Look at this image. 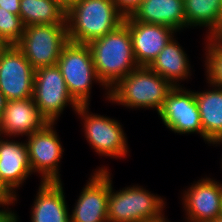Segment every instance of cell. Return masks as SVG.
Wrapping results in <instances>:
<instances>
[{
  "label": "cell",
  "mask_w": 222,
  "mask_h": 222,
  "mask_svg": "<svg viewBox=\"0 0 222 222\" xmlns=\"http://www.w3.org/2000/svg\"><path fill=\"white\" fill-rule=\"evenodd\" d=\"M35 69L16 45L0 48V91L8 101L32 97Z\"/></svg>",
  "instance_id": "obj_10"
},
{
  "label": "cell",
  "mask_w": 222,
  "mask_h": 222,
  "mask_svg": "<svg viewBox=\"0 0 222 222\" xmlns=\"http://www.w3.org/2000/svg\"><path fill=\"white\" fill-rule=\"evenodd\" d=\"M213 222H222V216H219L215 221Z\"/></svg>",
  "instance_id": "obj_34"
},
{
  "label": "cell",
  "mask_w": 222,
  "mask_h": 222,
  "mask_svg": "<svg viewBox=\"0 0 222 222\" xmlns=\"http://www.w3.org/2000/svg\"><path fill=\"white\" fill-rule=\"evenodd\" d=\"M62 182H40L31 210V222H70Z\"/></svg>",
  "instance_id": "obj_18"
},
{
  "label": "cell",
  "mask_w": 222,
  "mask_h": 222,
  "mask_svg": "<svg viewBox=\"0 0 222 222\" xmlns=\"http://www.w3.org/2000/svg\"><path fill=\"white\" fill-rule=\"evenodd\" d=\"M163 124L175 134L198 133L203 138L198 104L194 90L173 87L158 112Z\"/></svg>",
  "instance_id": "obj_11"
},
{
  "label": "cell",
  "mask_w": 222,
  "mask_h": 222,
  "mask_svg": "<svg viewBox=\"0 0 222 222\" xmlns=\"http://www.w3.org/2000/svg\"><path fill=\"white\" fill-rule=\"evenodd\" d=\"M7 101L8 100L5 98L3 93L0 91V118H1L2 114L4 113V109L6 107Z\"/></svg>",
  "instance_id": "obj_30"
},
{
  "label": "cell",
  "mask_w": 222,
  "mask_h": 222,
  "mask_svg": "<svg viewBox=\"0 0 222 222\" xmlns=\"http://www.w3.org/2000/svg\"><path fill=\"white\" fill-rule=\"evenodd\" d=\"M21 17L0 7V43L2 46L16 45L24 33Z\"/></svg>",
  "instance_id": "obj_23"
},
{
  "label": "cell",
  "mask_w": 222,
  "mask_h": 222,
  "mask_svg": "<svg viewBox=\"0 0 222 222\" xmlns=\"http://www.w3.org/2000/svg\"><path fill=\"white\" fill-rule=\"evenodd\" d=\"M206 38L212 43H218L222 45V15L220 16L216 28L211 32L209 36L205 37V39Z\"/></svg>",
  "instance_id": "obj_28"
},
{
  "label": "cell",
  "mask_w": 222,
  "mask_h": 222,
  "mask_svg": "<svg viewBox=\"0 0 222 222\" xmlns=\"http://www.w3.org/2000/svg\"><path fill=\"white\" fill-rule=\"evenodd\" d=\"M129 28L133 53L138 66H149L177 33L169 26L139 21H123Z\"/></svg>",
  "instance_id": "obj_14"
},
{
  "label": "cell",
  "mask_w": 222,
  "mask_h": 222,
  "mask_svg": "<svg viewBox=\"0 0 222 222\" xmlns=\"http://www.w3.org/2000/svg\"><path fill=\"white\" fill-rule=\"evenodd\" d=\"M124 21L169 26L175 31L186 28L184 0H143L131 16Z\"/></svg>",
  "instance_id": "obj_17"
},
{
  "label": "cell",
  "mask_w": 222,
  "mask_h": 222,
  "mask_svg": "<svg viewBox=\"0 0 222 222\" xmlns=\"http://www.w3.org/2000/svg\"><path fill=\"white\" fill-rule=\"evenodd\" d=\"M48 120L41 114L33 98L7 101L0 118V137L29 136L42 130ZM17 135V136H16Z\"/></svg>",
  "instance_id": "obj_15"
},
{
  "label": "cell",
  "mask_w": 222,
  "mask_h": 222,
  "mask_svg": "<svg viewBox=\"0 0 222 222\" xmlns=\"http://www.w3.org/2000/svg\"><path fill=\"white\" fill-rule=\"evenodd\" d=\"M89 105H79L75 112L83 120V132L91 148L100 156L127 157L129 148L121 123L108 116L93 114Z\"/></svg>",
  "instance_id": "obj_7"
},
{
  "label": "cell",
  "mask_w": 222,
  "mask_h": 222,
  "mask_svg": "<svg viewBox=\"0 0 222 222\" xmlns=\"http://www.w3.org/2000/svg\"><path fill=\"white\" fill-rule=\"evenodd\" d=\"M186 28H208L207 36L216 28L222 15V0H184Z\"/></svg>",
  "instance_id": "obj_22"
},
{
  "label": "cell",
  "mask_w": 222,
  "mask_h": 222,
  "mask_svg": "<svg viewBox=\"0 0 222 222\" xmlns=\"http://www.w3.org/2000/svg\"><path fill=\"white\" fill-rule=\"evenodd\" d=\"M62 7H64L66 10L76 3L78 0H56Z\"/></svg>",
  "instance_id": "obj_31"
},
{
  "label": "cell",
  "mask_w": 222,
  "mask_h": 222,
  "mask_svg": "<svg viewBox=\"0 0 222 222\" xmlns=\"http://www.w3.org/2000/svg\"><path fill=\"white\" fill-rule=\"evenodd\" d=\"M0 7L15 15L20 14V0H0Z\"/></svg>",
  "instance_id": "obj_27"
},
{
  "label": "cell",
  "mask_w": 222,
  "mask_h": 222,
  "mask_svg": "<svg viewBox=\"0 0 222 222\" xmlns=\"http://www.w3.org/2000/svg\"><path fill=\"white\" fill-rule=\"evenodd\" d=\"M110 193V172L108 167L95 169L84 185L70 222H108V195Z\"/></svg>",
  "instance_id": "obj_12"
},
{
  "label": "cell",
  "mask_w": 222,
  "mask_h": 222,
  "mask_svg": "<svg viewBox=\"0 0 222 222\" xmlns=\"http://www.w3.org/2000/svg\"><path fill=\"white\" fill-rule=\"evenodd\" d=\"M33 101L49 123H56L64 109L71 105L74 112L79 104L68 92L61 70L57 65L35 70Z\"/></svg>",
  "instance_id": "obj_8"
},
{
  "label": "cell",
  "mask_w": 222,
  "mask_h": 222,
  "mask_svg": "<svg viewBox=\"0 0 222 222\" xmlns=\"http://www.w3.org/2000/svg\"><path fill=\"white\" fill-rule=\"evenodd\" d=\"M205 72L207 83L222 87V45L212 43L208 39L205 42Z\"/></svg>",
  "instance_id": "obj_24"
},
{
  "label": "cell",
  "mask_w": 222,
  "mask_h": 222,
  "mask_svg": "<svg viewBox=\"0 0 222 222\" xmlns=\"http://www.w3.org/2000/svg\"><path fill=\"white\" fill-rule=\"evenodd\" d=\"M16 201H17V198L15 200H12L10 202L2 204V206L0 204V208L1 207L6 208V206H7L6 209L5 208L0 209V222H18L19 221L17 213H15L14 211L12 212V210H10L11 208H8V206L13 205V203L16 202Z\"/></svg>",
  "instance_id": "obj_26"
},
{
  "label": "cell",
  "mask_w": 222,
  "mask_h": 222,
  "mask_svg": "<svg viewBox=\"0 0 222 222\" xmlns=\"http://www.w3.org/2000/svg\"><path fill=\"white\" fill-rule=\"evenodd\" d=\"M150 222H170L167 218H165V216L159 220L156 221H150Z\"/></svg>",
  "instance_id": "obj_33"
},
{
  "label": "cell",
  "mask_w": 222,
  "mask_h": 222,
  "mask_svg": "<svg viewBox=\"0 0 222 222\" xmlns=\"http://www.w3.org/2000/svg\"><path fill=\"white\" fill-rule=\"evenodd\" d=\"M68 42L67 24H39L26 26L16 47L36 70L57 65Z\"/></svg>",
  "instance_id": "obj_6"
},
{
  "label": "cell",
  "mask_w": 222,
  "mask_h": 222,
  "mask_svg": "<svg viewBox=\"0 0 222 222\" xmlns=\"http://www.w3.org/2000/svg\"><path fill=\"white\" fill-rule=\"evenodd\" d=\"M112 0H78L66 10L68 41L87 44L124 21Z\"/></svg>",
  "instance_id": "obj_2"
},
{
  "label": "cell",
  "mask_w": 222,
  "mask_h": 222,
  "mask_svg": "<svg viewBox=\"0 0 222 222\" xmlns=\"http://www.w3.org/2000/svg\"><path fill=\"white\" fill-rule=\"evenodd\" d=\"M210 87H212L211 90L195 91L203 129V140L208 144L214 140L222 139V87L211 84Z\"/></svg>",
  "instance_id": "obj_20"
},
{
  "label": "cell",
  "mask_w": 222,
  "mask_h": 222,
  "mask_svg": "<svg viewBox=\"0 0 222 222\" xmlns=\"http://www.w3.org/2000/svg\"><path fill=\"white\" fill-rule=\"evenodd\" d=\"M32 174L26 142L0 138V181L17 198V188Z\"/></svg>",
  "instance_id": "obj_16"
},
{
  "label": "cell",
  "mask_w": 222,
  "mask_h": 222,
  "mask_svg": "<svg viewBox=\"0 0 222 222\" xmlns=\"http://www.w3.org/2000/svg\"><path fill=\"white\" fill-rule=\"evenodd\" d=\"M68 92L79 105H89L92 84L98 82L109 100V90L99 80L87 44L68 42L57 62ZM94 81V82H93Z\"/></svg>",
  "instance_id": "obj_5"
},
{
  "label": "cell",
  "mask_w": 222,
  "mask_h": 222,
  "mask_svg": "<svg viewBox=\"0 0 222 222\" xmlns=\"http://www.w3.org/2000/svg\"><path fill=\"white\" fill-rule=\"evenodd\" d=\"M87 45L97 76L108 90L139 67L134 57L129 28L124 22Z\"/></svg>",
  "instance_id": "obj_1"
},
{
  "label": "cell",
  "mask_w": 222,
  "mask_h": 222,
  "mask_svg": "<svg viewBox=\"0 0 222 222\" xmlns=\"http://www.w3.org/2000/svg\"><path fill=\"white\" fill-rule=\"evenodd\" d=\"M187 222H213L221 215L222 183L206 177L182 193Z\"/></svg>",
  "instance_id": "obj_13"
},
{
  "label": "cell",
  "mask_w": 222,
  "mask_h": 222,
  "mask_svg": "<svg viewBox=\"0 0 222 222\" xmlns=\"http://www.w3.org/2000/svg\"><path fill=\"white\" fill-rule=\"evenodd\" d=\"M220 143L222 144V139H218V140H214V141H212L210 144H212V145H218L219 144V146H220ZM222 161V160H221ZM222 163V162H221ZM222 165V164H221Z\"/></svg>",
  "instance_id": "obj_32"
},
{
  "label": "cell",
  "mask_w": 222,
  "mask_h": 222,
  "mask_svg": "<svg viewBox=\"0 0 222 222\" xmlns=\"http://www.w3.org/2000/svg\"><path fill=\"white\" fill-rule=\"evenodd\" d=\"M187 56L182 46L173 37L148 67L166 79L173 87L181 86L179 81H184L192 75Z\"/></svg>",
  "instance_id": "obj_19"
},
{
  "label": "cell",
  "mask_w": 222,
  "mask_h": 222,
  "mask_svg": "<svg viewBox=\"0 0 222 222\" xmlns=\"http://www.w3.org/2000/svg\"><path fill=\"white\" fill-rule=\"evenodd\" d=\"M15 199L16 196H14L0 181V204L2 205Z\"/></svg>",
  "instance_id": "obj_29"
},
{
  "label": "cell",
  "mask_w": 222,
  "mask_h": 222,
  "mask_svg": "<svg viewBox=\"0 0 222 222\" xmlns=\"http://www.w3.org/2000/svg\"><path fill=\"white\" fill-rule=\"evenodd\" d=\"M24 26L39 24H67L66 9L56 0H20V14Z\"/></svg>",
  "instance_id": "obj_21"
},
{
  "label": "cell",
  "mask_w": 222,
  "mask_h": 222,
  "mask_svg": "<svg viewBox=\"0 0 222 222\" xmlns=\"http://www.w3.org/2000/svg\"><path fill=\"white\" fill-rule=\"evenodd\" d=\"M173 86L148 66H139L109 89V101L127 108L162 109Z\"/></svg>",
  "instance_id": "obj_3"
},
{
  "label": "cell",
  "mask_w": 222,
  "mask_h": 222,
  "mask_svg": "<svg viewBox=\"0 0 222 222\" xmlns=\"http://www.w3.org/2000/svg\"><path fill=\"white\" fill-rule=\"evenodd\" d=\"M110 173L108 222H150L163 218L166 202L145 188L132 185L114 191Z\"/></svg>",
  "instance_id": "obj_4"
},
{
  "label": "cell",
  "mask_w": 222,
  "mask_h": 222,
  "mask_svg": "<svg viewBox=\"0 0 222 222\" xmlns=\"http://www.w3.org/2000/svg\"><path fill=\"white\" fill-rule=\"evenodd\" d=\"M56 123H48L42 130L27 136L29 162L32 173H39L41 182H62L59 163L63 156ZM28 140V141H27Z\"/></svg>",
  "instance_id": "obj_9"
},
{
  "label": "cell",
  "mask_w": 222,
  "mask_h": 222,
  "mask_svg": "<svg viewBox=\"0 0 222 222\" xmlns=\"http://www.w3.org/2000/svg\"><path fill=\"white\" fill-rule=\"evenodd\" d=\"M117 10L124 16L128 17L139 7L143 0H112Z\"/></svg>",
  "instance_id": "obj_25"
}]
</instances>
